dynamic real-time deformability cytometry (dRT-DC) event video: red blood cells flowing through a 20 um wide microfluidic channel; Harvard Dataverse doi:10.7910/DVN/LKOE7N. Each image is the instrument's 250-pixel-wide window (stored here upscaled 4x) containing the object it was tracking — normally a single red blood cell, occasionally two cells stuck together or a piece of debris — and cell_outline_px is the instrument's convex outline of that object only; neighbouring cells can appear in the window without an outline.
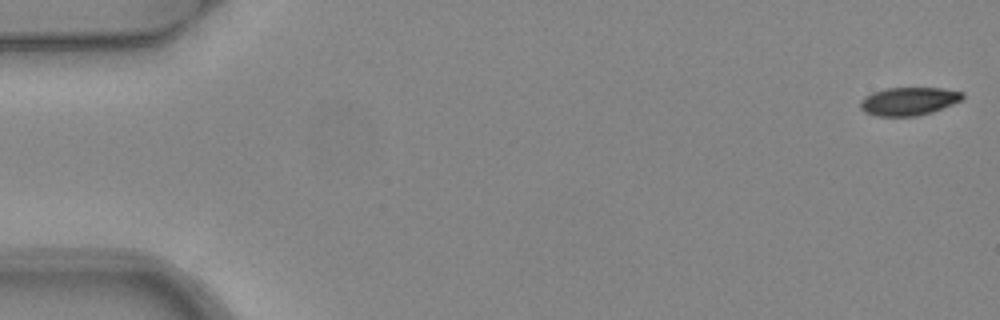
{"species": "common noctule bat (a hibernating species)", "species_latin": "Nyctalus noctula", "temperature_condition": "warm", "stored_images_in_passage": 6, "camera_frame_rate_fps": 3000, "um_per_image_px": 0.085, "animal": {"sex": "female", "body_mass_g": 24.6, "forearm_length_mm": 56.2}, "frame": {"image": 1, "passage_image": 1, "time_ms": 0.0, "image_size_px": [1000, 320], "cell_outline_px": [[964, 100], [932, 112], [916, 116], [876, 116], [864, 112], [860, 108], [860, 100], [864, 96], [872, 92], [884, 88], [940, 88], [964, 92]], "centroid_in_image_um": [77.24, 8.6], "position_along_channel_um": 7.8, "area_um2": 16.99}}
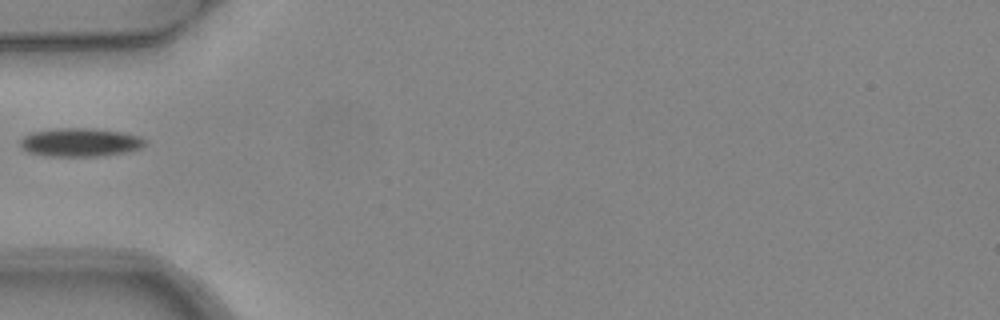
{"frame": {"image": 2, "passage_image": 5, "time_ms": 1.333, "image_size_px": [1000, 320], "cell_outline_px": [[144, 144], [140, 148], [120, 152], [96, 156], [52, 156], [28, 152], [20, 144], [20, 140], [24, 136], [32, 132], [56, 128], [88, 128], [120, 132], [140, 136], [144, 140]], "centroid_in_image_um": [6.76, 12.08], "position_along_channel_um": 78.2, "area_um2": 20.17}}
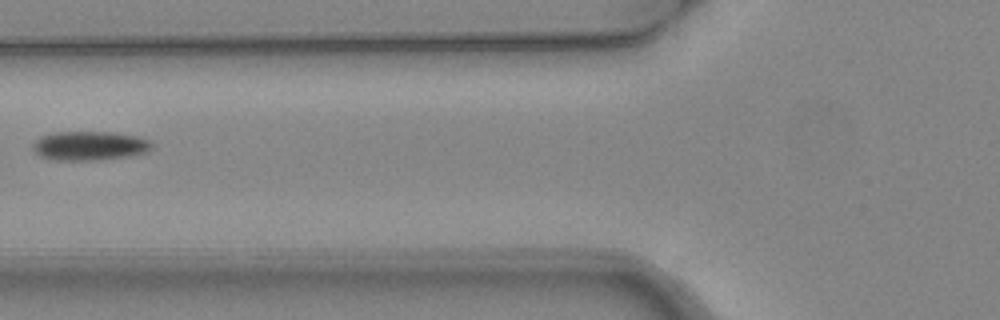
{"frame": {"image": 3, "passage_image": 6, "time_ms": 1.667, "image_size_px": [1000, 320], "cell_outline_px": [[152, 148], [144, 152], [128, 156], [96, 160], [52, 160], [40, 156], [32, 148], [32, 144], [40, 136], [52, 132], [112, 132], [136, 136], [148, 140], [152, 144]], "centroid_in_image_um": [7.56, 12.38], "position_along_channel_um": 118.2, "area_um2": 20.11}}